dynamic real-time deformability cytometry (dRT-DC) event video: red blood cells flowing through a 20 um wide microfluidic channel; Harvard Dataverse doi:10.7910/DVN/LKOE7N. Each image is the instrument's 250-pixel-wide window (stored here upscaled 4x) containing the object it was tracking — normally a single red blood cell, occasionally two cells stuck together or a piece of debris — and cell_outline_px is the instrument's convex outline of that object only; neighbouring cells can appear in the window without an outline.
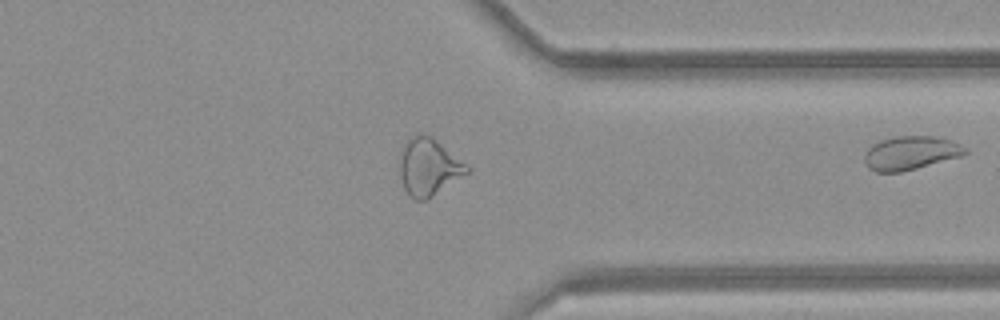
{"species": "common noctule bat (a hibernating species)", "species_latin": "Nyctalus noctula", "temperature_condition": "room temperature", "stored_images_in_passage": 34, "segment_of_instrument_passage": [2, 2], "camera_frame_rate_fps": 3000, "um_per_image_px": 0.085, "animal": {"sex": "female", "body_mass_g": 21.9}, "frame": {"image": 1, "passage_image": 34, "time_ms": 11.0, "image_size_px": [1000, 320], "cell_outline_px": [[968, 152], [964, 156], [900, 172], [876, 172], [868, 168], [864, 160], [864, 156], [868, 148], [880, 140], [896, 136], [932, 136], [952, 140], [968, 148]], "centroid_in_image_um": [77.44, 13.0], "position_along_channel_um": 334.0, "area_um2": 19.88}}